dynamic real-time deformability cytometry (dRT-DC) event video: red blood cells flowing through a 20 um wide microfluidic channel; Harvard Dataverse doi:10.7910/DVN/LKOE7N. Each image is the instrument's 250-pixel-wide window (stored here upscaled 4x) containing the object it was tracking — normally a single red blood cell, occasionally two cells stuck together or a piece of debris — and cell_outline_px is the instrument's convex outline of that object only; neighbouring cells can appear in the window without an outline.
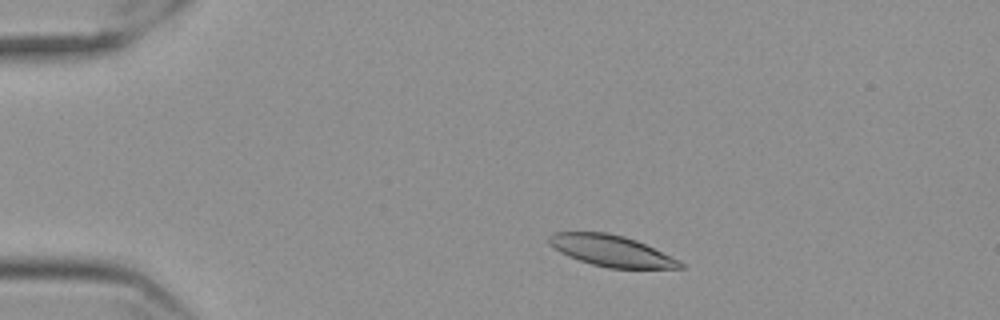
{"species": "Egyptian fruit bat (a non-hibernating species)", "species_latin": "Rousettus aegyptiacus", "temperature_condition": "cold", "stored_images_in_passage": 53, "camera_frame_rate_fps": 3000, "um_per_image_px": 0.085, "frame": {"image": 1, "passage_image": 7, "time_ms": 2.0, "image_size_px": [1000, 320], "cell_outline_px": [[684, 268], [608, 268], [592, 264], [568, 256], [560, 252], [548, 244], [548, 236], [552, 232], [608, 232], [624, 236], [636, 240], [680, 260], [684, 264]], "centroid_in_image_um": [51.94, 21.31], "position_along_channel_um": 33.1, "area_um2": 23.81}}
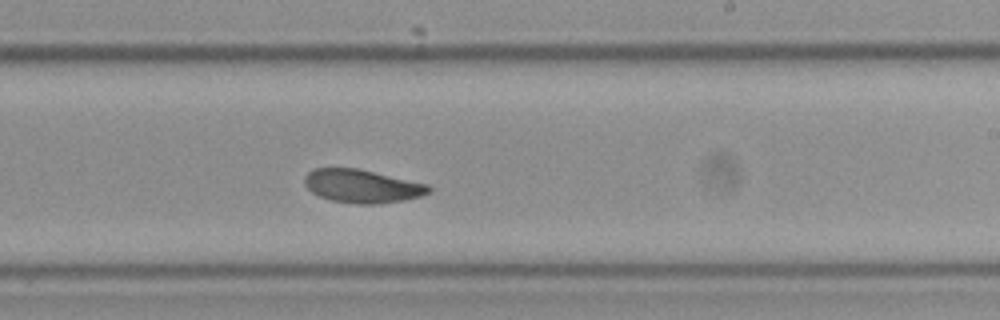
{"frame": {"image": 2, "passage_image": 31, "time_ms": 10.0, "image_size_px": [1000, 320], "cell_outline_px": [[432, 192], [420, 196], [404, 200], [376, 204], [356, 204], [332, 200], [320, 196], [312, 192], [304, 184], [304, 176], [312, 168], [356, 168], [428, 184], [432, 188]], "centroid_in_image_um": [30.78, 15.82], "position_along_channel_um": 258.2, "area_um2": 24.04}}
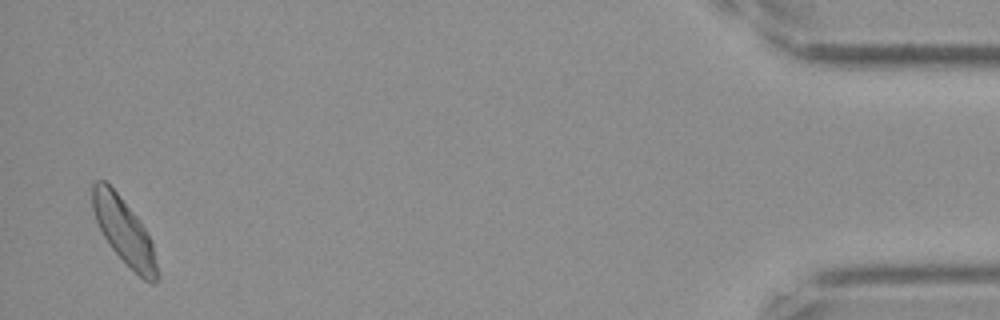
{"frame": {"image": 3, "passage_image": 52, "time_ms": 17.0, "image_size_px": [1000, 320], "cell_outline_px": [[160, 276], [156, 284], [152, 284], [144, 280], [108, 244], [96, 220], [92, 208], [92, 184], [96, 180], [104, 180], [120, 196], [136, 216], [144, 228], [152, 244]], "centroid_in_image_um": [10.55, 19.67], "position_along_channel_um": 424.7, "area_um2": 24.33}, "authors_computed_cell_mechanics": {"area_um2": 24.3916, "velocity_mm_per_s": 3.5146, "shape_relaxation_time_tau1_ms": 3.3322, "shape_relaxation_time_tau2_ms": 9.0644, "deformation_change_tau1": 0.1082, "deformation_change_tau2": 0.137}}